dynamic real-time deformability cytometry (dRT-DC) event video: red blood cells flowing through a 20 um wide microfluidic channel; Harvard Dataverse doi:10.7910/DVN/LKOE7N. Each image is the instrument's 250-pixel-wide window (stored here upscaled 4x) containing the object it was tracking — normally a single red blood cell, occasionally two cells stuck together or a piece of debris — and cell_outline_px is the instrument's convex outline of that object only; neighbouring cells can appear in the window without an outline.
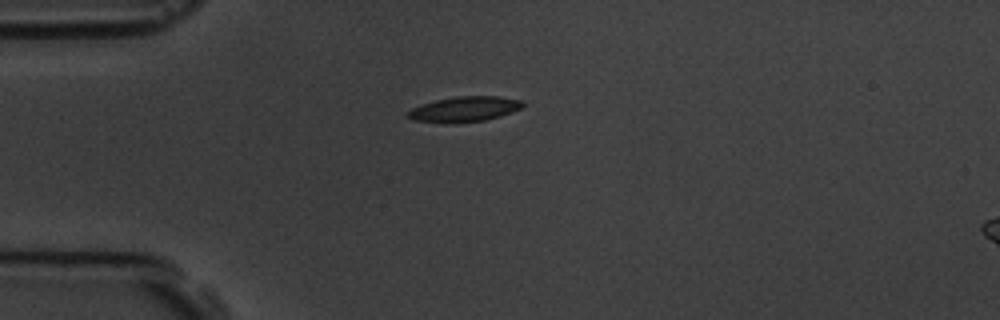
{"species": "common noctule bat (a hibernating species)", "species_latin": "Nyctalus noctula", "temperature_condition": "room temperature", "stored_images_in_passage": 12, "camera_frame_rate_fps": 3000, "um_per_image_px": 0.085, "animal": {"sex": "male", "body_mass_g": 19.5, "forearm_length_mm": 54.6}, "frame": {"image": 1, "passage_image": 1, "time_ms": 0.0, "image_size_px": [1000, 320], "cell_outline_px": [[524, 104], [520, 108], [512, 112], [500, 116], [484, 120], [448, 124], [444, 124], [412, 120], [404, 116], [412, 108], [436, 100], [456, 96], [500, 96], [520, 100]], "centroid_in_image_um": [39.43, 9.29], "position_along_channel_um": 45.6, "area_um2": 16.99}}
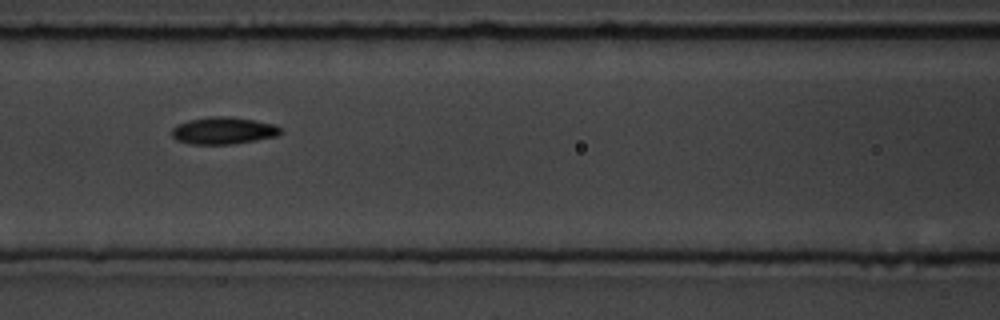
{"frame": {"image": 2, "passage_image": 4, "time_ms": 3.333, "image_size_px": [1000, 320], "cell_outline_px": [[284, 132], [276, 136], [256, 140], [232, 144], [192, 144], [176, 140], [172, 136], [172, 128], [176, 124], [188, 120], [208, 116], [232, 116], [276, 124]], "centroid_in_image_um": [18.99, 11.09], "position_along_channel_um": 147.6, "area_um2": 17.4}}
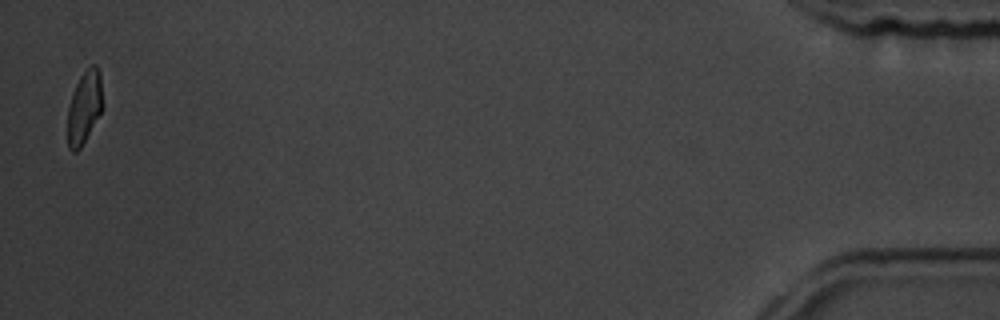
{"frame": {"image": 3, "passage_image": 12, "time_ms": 13.667, "image_size_px": [1000, 320], "cell_outline_px": [[104, 108], [80, 148], [76, 152], [72, 152], [68, 148], [68, 108], [76, 84], [80, 76], [92, 64], [96, 64], [100, 72], [104, 104]], "centroid_in_image_um": [7.2, 9.11], "position_along_channel_um": 428.0, "area_um2": 14.97}, "authors_computed_cell_mechanics": {"area_um2": 16.5597, "velocity_mm_per_s": 3.6232, "shape_relaxation_time_tau1_ms": 1.937, "shape_relaxation_time_tau2_ms": 4.8205, "deformation_change_tau1": 0.0975, "deformation_change_tau2": 0.0897}}